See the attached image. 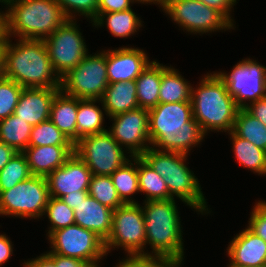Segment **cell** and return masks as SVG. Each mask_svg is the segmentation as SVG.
I'll return each mask as SVG.
<instances>
[{"label": "cell", "mask_w": 266, "mask_h": 267, "mask_svg": "<svg viewBox=\"0 0 266 267\" xmlns=\"http://www.w3.org/2000/svg\"><path fill=\"white\" fill-rule=\"evenodd\" d=\"M216 73L225 82L227 91L240 109L266 97V66L254 59H242L229 73Z\"/></svg>", "instance_id": "5bb4252c"}, {"label": "cell", "mask_w": 266, "mask_h": 267, "mask_svg": "<svg viewBox=\"0 0 266 267\" xmlns=\"http://www.w3.org/2000/svg\"><path fill=\"white\" fill-rule=\"evenodd\" d=\"M88 191H76L73 194H67L61 199L71 208L75 209L77 205L88 196Z\"/></svg>", "instance_id": "7dc6e473"}, {"label": "cell", "mask_w": 266, "mask_h": 267, "mask_svg": "<svg viewBox=\"0 0 266 267\" xmlns=\"http://www.w3.org/2000/svg\"><path fill=\"white\" fill-rule=\"evenodd\" d=\"M198 1L220 12L235 27L234 24L235 22L230 12H232L233 10L232 8L237 3V0H198Z\"/></svg>", "instance_id": "b9f144b4"}, {"label": "cell", "mask_w": 266, "mask_h": 267, "mask_svg": "<svg viewBox=\"0 0 266 267\" xmlns=\"http://www.w3.org/2000/svg\"><path fill=\"white\" fill-rule=\"evenodd\" d=\"M16 153L13 147L0 141V171Z\"/></svg>", "instance_id": "c3c4849f"}, {"label": "cell", "mask_w": 266, "mask_h": 267, "mask_svg": "<svg viewBox=\"0 0 266 267\" xmlns=\"http://www.w3.org/2000/svg\"><path fill=\"white\" fill-rule=\"evenodd\" d=\"M73 210L76 225L95 232L104 241L108 238L112 228V209L88 195Z\"/></svg>", "instance_id": "44dd1931"}, {"label": "cell", "mask_w": 266, "mask_h": 267, "mask_svg": "<svg viewBox=\"0 0 266 267\" xmlns=\"http://www.w3.org/2000/svg\"><path fill=\"white\" fill-rule=\"evenodd\" d=\"M60 88H23L14 113L35 126L49 120L51 103Z\"/></svg>", "instance_id": "d6986e66"}, {"label": "cell", "mask_w": 266, "mask_h": 267, "mask_svg": "<svg viewBox=\"0 0 266 267\" xmlns=\"http://www.w3.org/2000/svg\"><path fill=\"white\" fill-rule=\"evenodd\" d=\"M22 153L32 176L47 177L74 153V145L28 146Z\"/></svg>", "instance_id": "ffe728a7"}, {"label": "cell", "mask_w": 266, "mask_h": 267, "mask_svg": "<svg viewBox=\"0 0 266 267\" xmlns=\"http://www.w3.org/2000/svg\"><path fill=\"white\" fill-rule=\"evenodd\" d=\"M138 182L140 192L145 194V200H167L169 194L163 177L154 171L140 156L138 157Z\"/></svg>", "instance_id": "4dcf8cb0"}, {"label": "cell", "mask_w": 266, "mask_h": 267, "mask_svg": "<svg viewBox=\"0 0 266 267\" xmlns=\"http://www.w3.org/2000/svg\"><path fill=\"white\" fill-rule=\"evenodd\" d=\"M101 101L108 117L138 108L136 82L108 84Z\"/></svg>", "instance_id": "7402d4cb"}, {"label": "cell", "mask_w": 266, "mask_h": 267, "mask_svg": "<svg viewBox=\"0 0 266 267\" xmlns=\"http://www.w3.org/2000/svg\"><path fill=\"white\" fill-rule=\"evenodd\" d=\"M4 5L10 38L44 40L67 20L55 0H8Z\"/></svg>", "instance_id": "8992f818"}, {"label": "cell", "mask_w": 266, "mask_h": 267, "mask_svg": "<svg viewBox=\"0 0 266 267\" xmlns=\"http://www.w3.org/2000/svg\"><path fill=\"white\" fill-rule=\"evenodd\" d=\"M23 87L4 76L0 78V120L14 113Z\"/></svg>", "instance_id": "8d00e7d4"}, {"label": "cell", "mask_w": 266, "mask_h": 267, "mask_svg": "<svg viewBox=\"0 0 266 267\" xmlns=\"http://www.w3.org/2000/svg\"><path fill=\"white\" fill-rule=\"evenodd\" d=\"M92 173L74 152L66 162L46 177L49 195L61 199L76 191H88Z\"/></svg>", "instance_id": "2e32d148"}, {"label": "cell", "mask_w": 266, "mask_h": 267, "mask_svg": "<svg viewBox=\"0 0 266 267\" xmlns=\"http://www.w3.org/2000/svg\"><path fill=\"white\" fill-rule=\"evenodd\" d=\"M13 244L12 241L6 234L0 233V267L8 262L13 255Z\"/></svg>", "instance_id": "f6af8a7d"}, {"label": "cell", "mask_w": 266, "mask_h": 267, "mask_svg": "<svg viewBox=\"0 0 266 267\" xmlns=\"http://www.w3.org/2000/svg\"><path fill=\"white\" fill-rule=\"evenodd\" d=\"M67 19L76 20L78 16L88 18L91 23L98 16L99 0H55ZM80 14V15H79Z\"/></svg>", "instance_id": "74e56055"}, {"label": "cell", "mask_w": 266, "mask_h": 267, "mask_svg": "<svg viewBox=\"0 0 266 267\" xmlns=\"http://www.w3.org/2000/svg\"><path fill=\"white\" fill-rule=\"evenodd\" d=\"M46 254L55 262L56 267H92L78 258L61 256L52 252H46Z\"/></svg>", "instance_id": "7bdbcfd3"}, {"label": "cell", "mask_w": 266, "mask_h": 267, "mask_svg": "<svg viewBox=\"0 0 266 267\" xmlns=\"http://www.w3.org/2000/svg\"><path fill=\"white\" fill-rule=\"evenodd\" d=\"M245 109L266 126V97L248 104Z\"/></svg>", "instance_id": "ee69618b"}, {"label": "cell", "mask_w": 266, "mask_h": 267, "mask_svg": "<svg viewBox=\"0 0 266 267\" xmlns=\"http://www.w3.org/2000/svg\"><path fill=\"white\" fill-rule=\"evenodd\" d=\"M43 145H74V144L49 119L35 126H32L30 134L28 146H43Z\"/></svg>", "instance_id": "e575fe53"}, {"label": "cell", "mask_w": 266, "mask_h": 267, "mask_svg": "<svg viewBox=\"0 0 266 267\" xmlns=\"http://www.w3.org/2000/svg\"><path fill=\"white\" fill-rule=\"evenodd\" d=\"M49 198L46 177L31 176L0 193V216L41 219Z\"/></svg>", "instance_id": "ba28073f"}, {"label": "cell", "mask_w": 266, "mask_h": 267, "mask_svg": "<svg viewBox=\"0 0 266 267\" xmlns=\"http://www.w3.org/2000/svg\"><path fill=\"white\" fill-rule=\"evenodd\" d=\"M88 194L112 210L125 204L118 196L110 176L92 175Z\"/></svg>", "instance_id": "836d02e7"}, {"label": "cell", "mask_w": 266, "mask_h": 267, "mask_svg": "<svg viewBox=\"0 0 266 267\" xmlns=\"http://www.w3.org/2000/svg\"><path fill=\"white\" fill-rule=\"evenodd\" d=\"M142 205L146 245L152 249L146 254L164 258L173 266L184 265L183 227L176 200L144 201Z\"/></svg>", "instance_id": "3957f363"}, {"label": "cell", "mask_w": 266, "mask_h": 267, "mask_svg": "<svg viewBox=\"0 0 266 267\" xmlns=\"http://www.w3.org/2000/svg\"><path fill=\"white\" fill-rule=\"evenodd\" d=\"M44 215H47L46 217L50 222L46 236H49L53 231L75 224L74 210L59 198L50 196Z\"/></svg>", "instance_id": "d590c367"}, {"label": "cell", "mask_w": 266, "mask_h": 267, "mask_svg": "<svg viewBox=\"0 0 266 267\" xmlns=\"http://www.w3.org/2000/svg\"><path fill=\"white\" fill-rule=\"evenodd\" d=\"M190 102L193 118L206 135L210 131H233L240 108L216 72L207 73L200 80L198 87H191Z\"/></svg>", "instance_id": "277c9868"}, {"label": "cell", "mask_w": 266, "mask_h": 267, "mask_svg": "<svg viewBox=\"0 0 266 267\" xmlns=\"http://www.w3.org/2000/svg\"><path fill=\"white\" fill-rule=\"evenodd\" d=\"M101 103L102 109L95 103ZM105 110L101 99H78V112L76 116L77 141L83 137L107 131L104 127Z\"/></svg>", "instance_id": "d4e9b609"}, {"label": "cell", "mask_w": 266, "mask_h": 267, "mask_svg": "<svg viewBox=\"0 0 266 267\" xmlns=\"http://www.w3.org/2000/svg\"><path fill=\"white\" fill-rule=\"evenodd\" d=\"M148 113L150 143L157 150L190 155L204 141L206 134L193 118L191 102L161 103Z\"/></svg>", "instance_id": "6da1fadb"}, {"label": "cell", "mask_w": 266, "mask_h": 267, "mask_svg": "<svg viewBox=\"0 0 266 267\" xmlns=\"http://www.w3.org/2000/svg\"><path fill=\"white\" fill-rule=\"evenodd\" d=\"M247 227L266 242V202L256 201Z\"/></svg>", "instance_id": "ab89813d"}, {"label": "cell", "mask_w": 266, "mask_h": 267, "mask_svg": "<svg viewBox=\"0 0 266 267\" xmlns=\"http://www.w3.org/2000/svg\"><path fill=\"white\" fill-rule=\"evenodd\" d=\"M228 267H241V266H235V265H227ZM258 267H265V265L264 266H258Z\"/></svg>", "instance_id": "f5cc1de1"}, {"label": "cell", "mask_w": 266, "mask_h": 267, "mask_svg": "<svg viewBox=\"0 0 266 267\" xmlns=\"http://www.w3.org/2000/svg\"><path fill=\"white\" fill-rule=\"evenodd\" d=\"M0 3H2L4 5V3L2 2V0H0ZM0 13H5L4 11H0Z\"/></svg>", "instance_id": "db71d44e"}, {"label": "cell", "mask_w": 266, "mask_h": 267, "mask_svg": "<svg viewBox=\"0 0 266 267\" xmlns=\"http://www.w3.org/2000/svg\"><path fill=\"white\" fill-rule=\"evenodd\" d=\"M139 2H143V4H157L159 7L162 6V4L165 2V0H138Z\"/></svg>", "instance_id": "816d5d0a"}, {"label": "cell", "mask_w": 266, "mask_h": 267, "mask_svg": "<svg viewBox=\"0 0 266 267\" xmlns=\"http://www.w3.org/2000/svg\"><path fill=\"white\" fill-rule=\"evenodd\" d=\"M23 267H56L55 262L46 254L42 253L35 259L24 261Z\"/></svg>", "instance_id": "bcb514c9"}, {"label": "cell", "mask_w": 266, "mask_h": 267, "mask_svg": "<svg viewBox=\"0 0 266 267\" xmlns=\"http://www.w3.org/2000/svg\"><path fill=\"white\" fill-rule=\"evenodd\" d=\"M104 243L107 255L116 248L127 255L146 254L144 214L139 203H126L113 210L111 232Z\"/></svg>", "instance_id": "52a82bcc"}, {"label": "cell", "mask_w": 266, "mask_h": 267, "mask_svg": "<svg viewBox=\"0 0 266 267\" xmlns=\"http://www.w3.org/2000/svg\"><path fill=\"white\" fill-rule=\"evenodd\" d=\"M6 43H7V36L5 35L0 40V75H4V62H5Z\"/></svg>", "instance_id": "681fc988"}, {"label": "cell", "mask_w": 266, "mask_h": 267, "mask_svg": "<svg viewBox=\"0 0 266 267\" xmlns=\"http://www.w3.org/2000/svg\"><path fill=\"white\" fill-rule=\"evenodd\" d=\"M140 157L163 177L172 198L177 197L199 214L211 213L198 178L186 165L187 154L157 150L151 146Z\"/></svg>", "instance_id": "5b68a950"}, {"label": "cell", "mask_w": 266, "mask_h": 267, "mask_svg": "<svg viewBox=\"0 0 266 267\" xmlns=\"http://www.w3.org/2000/svg\"><path fill=\"white\" fill-rule=\"evenodd\" d=\"M161 78L162 63L154 60L135 80L140 108L150 110L159 104Z\"/></svg>", "instance_id": "cb8c5ba5"}, {"label": "cell", "mask_w": 266, "mask_h": 267, "mask_svg": "<svg viewBox=\"0 0 266 267\" xmlns=\"http://www.w3.org/2000/svg\"><path fill=\"white\" fill-rule=\"evenodd\" d=\"M32 126L15 114L0 120V141L23 152L29 145Z\"/></svg>", "instance_id": "f546056e"}, {"label": "cell", "mask_w": 266, "mask_h": 267, "mask_svg": "<svg viewBox=\"0 0 266 267\" xmlns=\"http://www.w3.org/2000/svg\"><path fill=\"white\" fill-rule=\"evenodd\" d=\"M177 69L162 64L159 104L190 102L191 83Z\"/></svg>", "instance_id": "4316f807"}, {"label": "cell", "mask_w": 266, "mask_h": 267, "mask_svg": "<svg viewBox=\"0 0 266 267\" xmlns=\"http://www.w3.org/2000/svg\"><path fill=\"white\" fill-rule=\"evenodd\" d=\"M151 62L143 49L123 46L106 50L108 84L135 81Z\"/></svg>", "instance_id": "e0dca14e"}, {"label": "cell", "mask_w": 266, "mask_h": 267, "mask_svg": "<svg viewBox=\"0 0 266 267\" xmlns=\"http://www.w3.org/2000/svg\"><path fill=\"white\" fill-rule=\"evenodd\" d=\"M76 21L67 19L44 39L52 67L60 79L75 68L89 53Z\"/></svg>", "instance_id": "7c38bea8"}, {"label": "cell", "mask_w": 266, "mask_h": 267, "mask_svg": "<svg viewBox=\"0 0 266 267\" xmlns=\"http://www.w3.org/2000/svg\"><path fill=\"white\" fill-rule=\"evenodd\" d=\"M129 158V161L110 175L118 196L125 204L138 203L135 199L133 200L132 197L134 194L140 192L138 182V157Z\"/></svg>", "instance_id": "f1b7e54d"}, {"label": "cell", "mask_w": 266, "mask_h": 267, "mask_svg": "<svg viewBox=\"0 0 266 267\" xmlns=\"http://www.w3.org/2000/svg\"><path fill=\"white\" fill-rule=\"evenodd\" d=\"M47 238L51 246L48 252L78 258L92 267H100L99 262L107 256L104 240L76 224L53 231Z\"/></svg>", "instance_id": "8fae6325"}, {"label": "cell", "mask_w": 266, "mask_h": 267, "mask_svg": "<svg viewBox=\"0 0 266 267\" xmlns=\"http://www.w3.org/2000/svg\"><path fill=\"white\" fill-rule=\"evenodd\" d=\"M232 139L235 158L241 166L258 175H266V151L256 147L252 142L242 139L233 131L228 132Z\"/></svg>", "instance_id": "83f0119b"}, {"label": "cell", "mask_w": 266, "mask_h": 267, "mask_svg": "<svg viewBox=\"0 0 266 267\" xmlns=\"http://www.w3.org/2000/svg\"><path fill=\"white\" fill-rule=\"evenodd\" d=\"M108 86L106 50L87 54L84 59L61 78L60 90L78 99H101Z\"/></svg>", "instance_id": "9c48e42d"}, {"label": "cell", "mask_w": 266, "mask_h": 267, "mask_svg": "<svg viewBox=\"0 0 266 267\" xmlns=\"http://www.w3.org/2000/svg\"><path fill=\"white\" fill-rule=\"evenodd\" d=\"M15 40L12 44L7 37L3 76L23 88H60L61 79L52 67L44 40Z\"/></svg>", "instance_id": "7a4b0ae2"}, {"label": "cell", "mask_w": 266, "mask_h": 267, "mask_svg": "<svg viewBox=\"0 0 266 267\" xmlns=\"http://www.w3.org/2000/svg\"><path fill=\"white\" fill-rule=\"evenodd\" d=\"M107 131L83 137L74 144V152L85 162L92 175L110 176L130 159Z\"/></svg>", "instance_id": "4fadbf2b"}, {"label": "cell", "mask_w": 266, "mask_h": 267, "mask_svg": "<svg viewBox=\"0 0 266 267\" xmlns=\"http://www.w3.org/2000/svg\"><path fill=\"white\" fill-rule=\"evenodd\" d=\"M142 22L140 17L130 8L121 12L98 13L92 25L97 28L105 24L110 34L114 37L128 38L139 31V28L142 27Z\"/></svg>", "instance_id": "484cf974"}, {"label": "cell", "mask_w": 266, "mask_h": 267, "mask_svg": "<svg viewBox=\"0 0 266 267\" xmlns=\"http://www.w3.org/2000/svg\"><path fill=\"white\" fill-rule=\"evenodd\" d=\"M162 11L190 34H210L234 27L220 12L198 0H165Z\"/></svg>", "instance_id": "30bf717a"}, {"label": "cell", "mask_w": 266, "mask_h": 267, "mask_svg": "<svg viewBox=\"0 0 266 267\" xmlns=\"http://www.w3.org/2000/svg\"><path fill=\"white\" fill-rule=\"evenodd\" d=\"M138 0H99L98 13L121 12L131 8Z\"/></svg>", "instance_id": "60d3db41"}, {"label": "cell", "mask_w": 266, "mask_h": 267, "mask_svg": "<svg viewBox=\"0 0 266 267\" xmlns=\"http://www.w3.org/2000/svg\"><path fill=\"white\" fill-rule=\"evenodd\" d=\"M77 112L78 98L68 96L60 90L51 103L49 119L73 144L77 142Z\"/></svg>", "instance_id": "603a6c76"}, {"label": "cell", "mask_w": 266, "mask_h": 267, "mask_svg": "<svg viewBox=\"0 0 266 267\" xmlns=\"http://www.w3.org/2000/svg\"><path fill=\"white\" fill-rule=\"evenodd\" d=\"M233 132L242 139L252 142L266 151V126L245 108L238 110Z\"/></svg>", "instance_id": "1f68e13d"}, {"label": "cell", "mask_w": 266, "mask_h": 267, "mask_svg": "<svg viewBox=\"0 0 266 267\" xmlns=\"http://www.w3.org/2000/svg\"><path fill=\"white\" fill-rule=\"evenodd\" d=\"M228 265L258 267L266 264V242L248 227L229 242Z\"/></svg>", "instance_id": "ac0fdd59"}, {"label": "cell", "mask_w": 266, "mask_h": 267, "mask_svg": "<svg viewBox=\"0 0 266 267\" xmlns=\"http://www.w3.org/2000/svg\"><path fill=\"white\" fill-rule=\"evenodd\" d=\"M6 35L5 13H0V40Z\"/></svg>", "instance_id": "f907efd6"}, {"label": "cell", "mask_w": 266, "mask_h": 267, "mask_svg": "<svg viewBox=\"0 0 266 267\" xmlns=\"http://www.w3.org/2000/svg\"><path fill=\"white\" fill-rule=\"evenodd\" d=\"M109 119L113 123L108 132L121 147L126 148L130 157H139L151 147L148 110L138 107Z\"/></svg>", "instance_id": "9a60e30c"}, {"label": "cell", "mask_w": 266, "mask_h": 267, "mask_svg": "<svg viewBox=\"0 0 266 267\" xmlns=\"http://www.w3.org/2000/svg\"><path fill=\"white\" fill-rule=\"evenodd\" d=\"M32 176L26 157L17 152L0 171V193L13 188Z\"/></svg>", "instance_id": "d6a6232c"}, {"label": "cell", "mask_w": 266, "mask_h": 267, "mask_svg": "<svg viewBox=\"0 0 266 267\" xmlns=\"http://www.w3.org/2000/svg\"><path fill=\"white\" fill-rule=\"evenodd\" d=\"M114 267H173V265L166 259L147 255V254H132L126 255L122 261Z\"/></svg>", "instance_id": "f35d334b"}]
</instances>
